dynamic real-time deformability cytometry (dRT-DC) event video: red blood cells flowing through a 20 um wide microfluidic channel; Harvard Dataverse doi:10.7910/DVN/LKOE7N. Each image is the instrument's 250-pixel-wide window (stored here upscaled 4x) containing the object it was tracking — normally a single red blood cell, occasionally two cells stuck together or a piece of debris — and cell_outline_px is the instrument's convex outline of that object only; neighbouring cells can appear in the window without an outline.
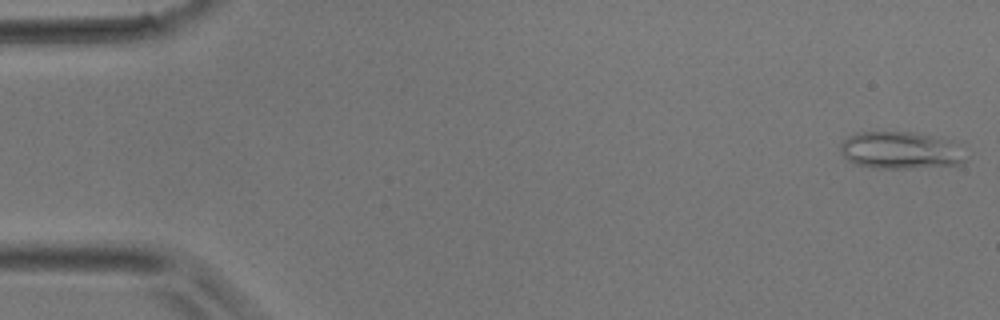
{"species": "common noctule bat (a hibernating species)", "species_latin": "Nyctalus noctula", "temperature_condition": "room temperature", "stored_images_in_passage": 5, "camera_frame_rate_fps": 3000, "um_per_image_px": 0.085, "animal": {"sex": "male", "body_mass_g": 17.9}, "frame": {"image": 1, "passage_image": 1, "time_ms": 0.0, "image_size_px": [1000, 320], "cell_outline_px": [[964, 164], [908, 168], [876, 168], [856, 164], [848, 160], [840, 152], [840, 144], [848, 136], [856, 132], [912, 132], [932, 136], [940, 140], [964, 160]], "centroid_in_image_um": [76.29, 12.79], "position_along_channel_um": 8.7, "area_um2": 25.78}}
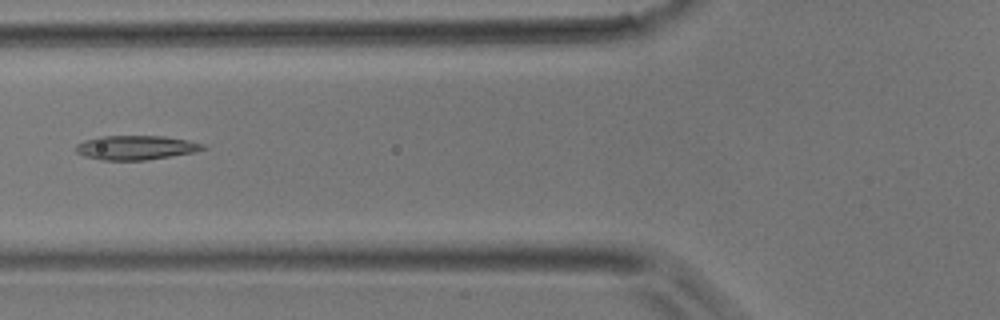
{"frame": {"image": 2, "passage_image": 5, "time_ms": 1.333, "image_size_px": [1000, 320], "cell_outline_px": [[208, 148], [196, 152], [144, 160], [100, 160], [84, 156], [76, 152], [76, 144], [84, 140], [100, 136], [164, 136], [188, 140], [204, 144]], "centroid_in_image_um": [11.55, 12.54], "position_along_channel_um": 114.2, "area_um2": 18.03}}